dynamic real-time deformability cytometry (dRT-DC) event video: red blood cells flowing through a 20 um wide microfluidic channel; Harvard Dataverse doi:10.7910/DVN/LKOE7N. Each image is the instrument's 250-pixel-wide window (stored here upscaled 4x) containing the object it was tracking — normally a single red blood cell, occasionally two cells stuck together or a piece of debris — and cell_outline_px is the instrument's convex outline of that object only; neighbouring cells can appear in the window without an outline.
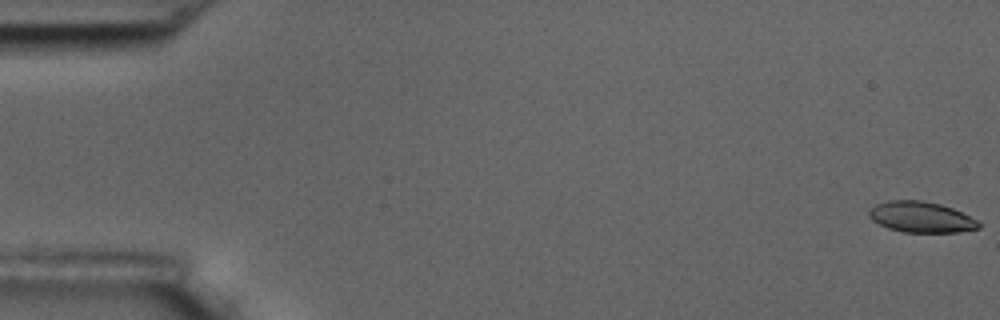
{"species": "common noctule bat (a hibernating species)", "species_latin": "Nyctalus noctula", "temperature_condition": "room temperature", "stored_images_in_passage": 5, "camera_frame_rate_fps": 3000, "um_per_image_px": 0.085, "animal": {"sex": "male", "body_mass_g": 17.5, "forearm_length_mm": 52.3}, "frame": {"image": 1, "passage_image": 1, "time_ms": 0.0, "image_size_px": [1000, 320], "cell_outline_px": [[980, 228], [960, 232], [904, 232], [888, 228], [872, 220], [868, 216], [868, 212], [876, 204], [888, 200], [920, 200], [940, 204], [952, 208], [976, 220], [980, 224]], "centroid_in_image_um": [78.27, 18.45], "position_along_channel_um": 6.7, "area_um2": 19.54}}
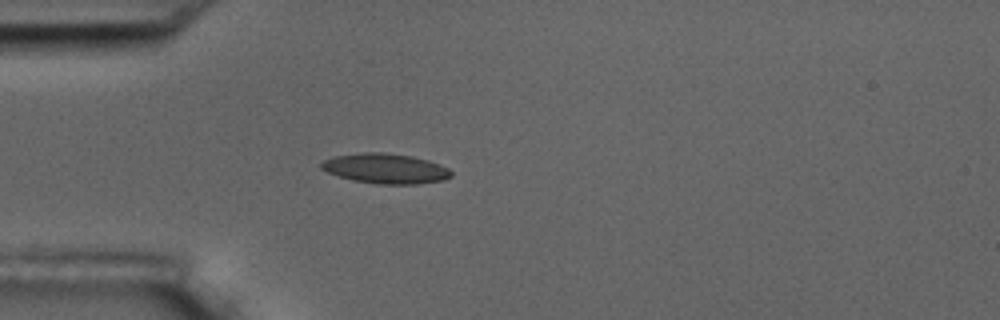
{"frame": {"image": 2, "passage_image": 5, "time_ms": 5.333, "image_size_px": [1000, 320], "cell_outline_px": [[452, 176], [444, 180], [416, 184], [376, 184], [352, 180], [328, 172], [320, 168], [320, 164], [324, 160], [332, 156], [364, 152], [384, 152], [412, 156], [428, 160], [448, 168], [452, 172]], "centroid_in_image_um": [32.76, 14.32], "position_along_channel_um": 52.2, "area_um2": 22.77}}